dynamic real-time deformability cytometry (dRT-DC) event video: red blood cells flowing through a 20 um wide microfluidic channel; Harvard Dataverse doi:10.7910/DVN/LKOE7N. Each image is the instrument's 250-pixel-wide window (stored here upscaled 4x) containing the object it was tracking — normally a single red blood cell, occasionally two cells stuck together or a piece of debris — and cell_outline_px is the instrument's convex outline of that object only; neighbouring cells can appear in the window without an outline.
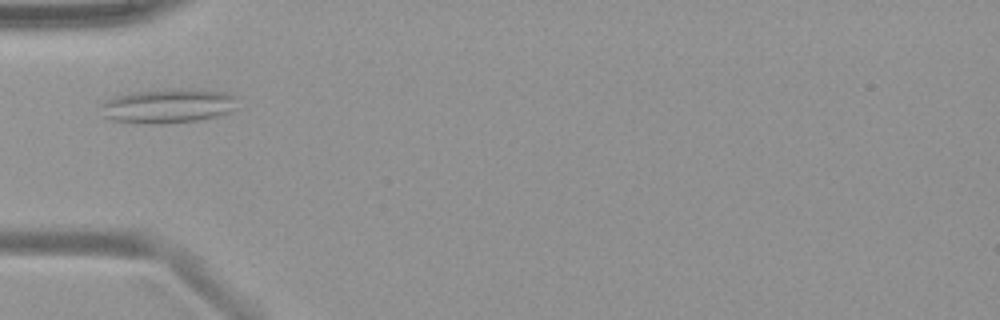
{"species": "common noctule bat (a hibernating species)", "species_latin": "Nyctalus noctula", "temperature_condition": "warm", "stored_images_in_passage": 5, "camera_frame_rate_fps": 3000, "um_per_image_px": 0.085, "animal": {"sex": "female", "body_mass_g": 19.9}, "frame": {"image": 1, "passage_image": 1, "time_ms": 0.0, "image_size_px": [1000, 320], "cell_outline_px": [[240, 108], [224, 116], [204, 120], [168, 124], [144, 124], [112, 120], [100, 116], [100, 104], [104, 100], [116, 96], [132, 92], [168, 88], [200, 88], [228, 92], [240, 96]], "centroid_in_image_um": [14.42, 9.0], "position_along_channel_um": 70.6, "area_um2": 29.25}}